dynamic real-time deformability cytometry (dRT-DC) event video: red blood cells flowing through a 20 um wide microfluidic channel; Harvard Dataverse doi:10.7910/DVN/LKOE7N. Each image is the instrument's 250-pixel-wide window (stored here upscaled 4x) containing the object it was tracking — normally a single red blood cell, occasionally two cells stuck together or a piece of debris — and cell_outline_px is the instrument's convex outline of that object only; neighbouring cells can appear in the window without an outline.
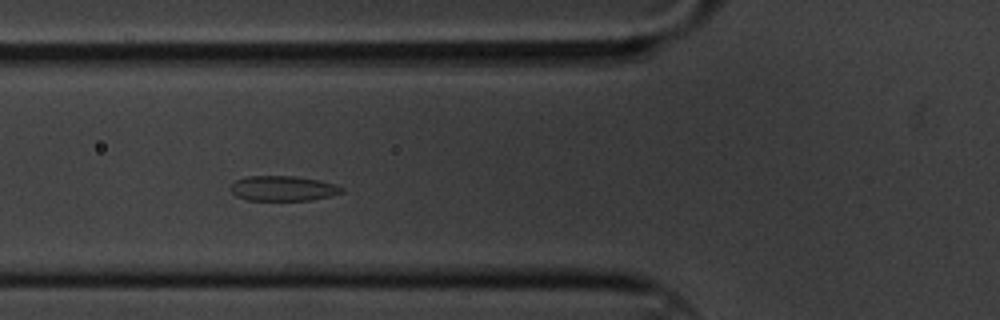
{"species": "common noctule bat (a hibernating species)", "species_latin": "Nyctalus noctula", "temperature_condition": "cold", "stored_images_in_passage": 4, "camera_frame_rate_fps": 3000, "um_per_image_px": 0.085, "animal": {"sex": "male", "body_mass_g": 20.1, "forearm_length_mm": 53.5}, "frame": {"image": 1, "passage_image": 2, "time_ms": 0.333, "image_size_px": [1000, 320], "cell_outline_px": [[344, 192], [312, 200], [248, 200], [236, 196], [232, 192], [232, 184], [236, 180], [248, 176], [296, 176], [320, 180], [336, 184], [344, 188]], "centroid_in_image_um": [24.09, 16.01], "position_along_channel_um": 101.7, "area_um2": 16.18}}
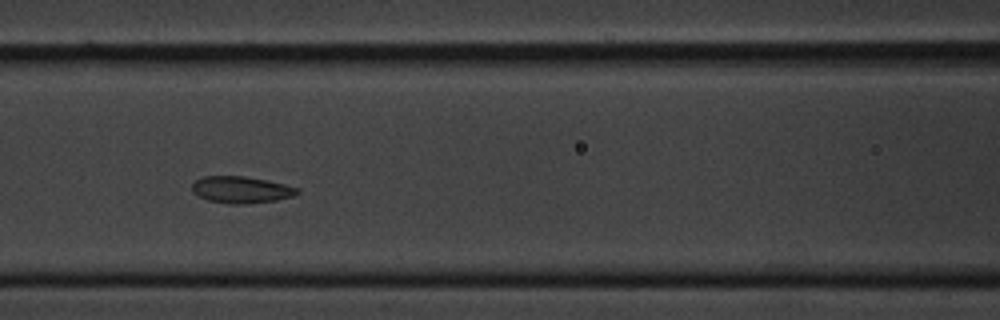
{"frame": {"image": 2, "passage_image": 3, "time_ms": 0.667, "image_size_px": [1000, 320], "cell_outline_px": [[300, 192], [292, 196], [276, 200], [244, 204], [228, 204], [208, 200], [192, 192], [192, 184], [200, 176], [244, 176], [284, 184], [300, 188]], "centroid_in_image_um": [20.48, 16.12], "position_along_channel_um": 146.1, "area_um2": 16.36}}
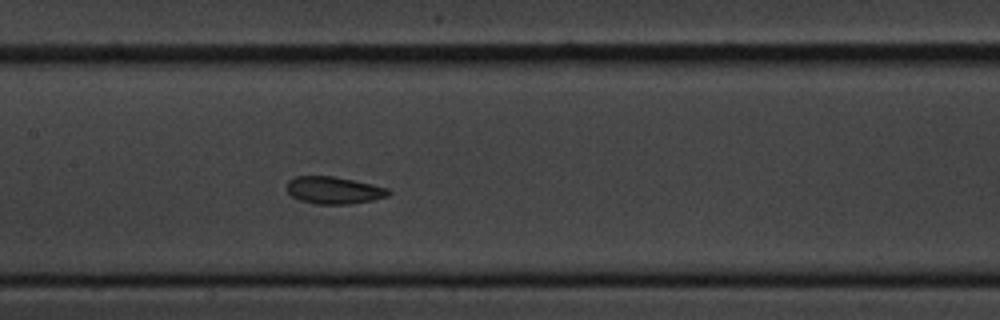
{"frame": {"image": 3, "passage_image": 4, "time_ms": 1.0, "image_size_px": [1000, 320], "cell_outline_px": [[392, 192], [388, 196], [372, 200], [348, 204], [316, 204], [300, 200], [292, 196], [288, 192], [288, 180], [296, 176], [332, 176], [372, 184], [388, 188]], "centroid_in_image_um": [28.39, 16.17], "position_along_channel_um": 179.0, "area_um2": 16.01}}